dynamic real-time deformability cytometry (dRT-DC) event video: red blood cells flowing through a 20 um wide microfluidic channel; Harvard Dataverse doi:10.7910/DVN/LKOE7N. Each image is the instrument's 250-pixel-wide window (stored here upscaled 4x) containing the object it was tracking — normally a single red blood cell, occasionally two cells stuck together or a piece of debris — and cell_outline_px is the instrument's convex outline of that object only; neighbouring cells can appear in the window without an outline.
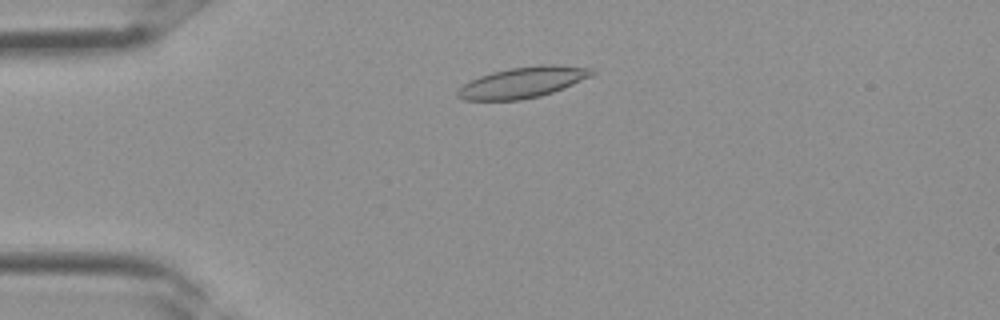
{"species": "Egyptian fruit bat (a non-hibernating species)", "species_latin": "Rousettus aegyptiacus", "temperature_condition": "room temperature", "stored_images_in_passage": 27, "camera_frame_rate_fps": 3000, "um_per_image_px": 0.085, "frame": {"image": 1, "passage_image": 1, "time_ms": 0.0, "image_size_px": [1000, 320], "cell_outline_px": [[596, 72], [592, 76], [564, 88], [540, 96], [520, 100], [464, 100], [456, 96], [456, 92], [464, 84], [480, 76], [492, 72], [512, 68], [540, 64], [552, 64], [592, 68]], "centroid_in_image_um": [44.46, 7.0], "position_along_channel_um": 40.5, "area_um2": 24.1}}
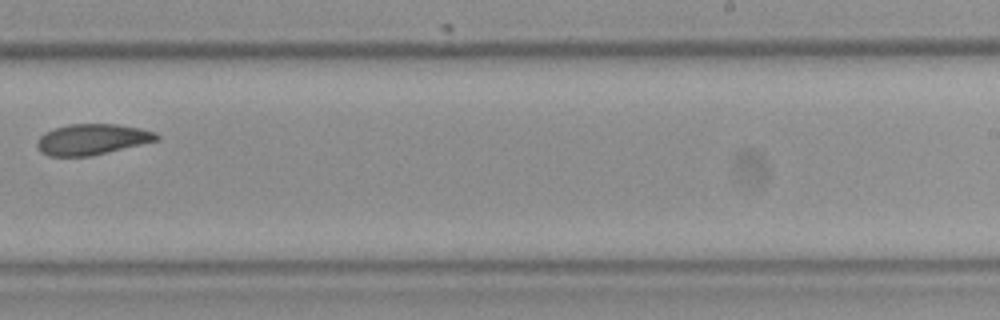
{"frame": {"image": 2, "passage_image": 15, "time_ms": 4.667, "image_size_px": [1000, 320], "cell_outline_px": [[160, 140], [92, 156], [48, 156], [40, 152], [36, 148], [36, 140], [44, 132], [68, 124], [116, 124], [140, 128], [156, 132], [160, 136]], "centroid_in_image_um": [7.82, 11.85], "position_along_channel_um": 281.2, "area_um2": 21.73}}
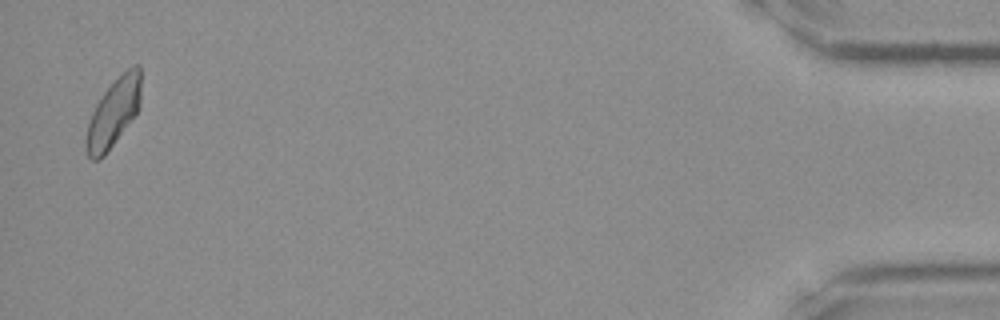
{"frame": {"image": 3, "passage_image": 27, "time_ms": 8.667, "image_size_px": [1000, 320], "cell_outline_px": [[140, 104], [136, 116], [104, 156], [100, 160], [92, 160], [88, 156], [84, 144], [84, 140], [88, 124], [92, 112], [96, 104], [104, 92], [132, 64], [140, 64]], "centroid_in_image_um": [9.64, 9.63], "position_along_channel_um": 425.6, "area_um2": 21.85}}